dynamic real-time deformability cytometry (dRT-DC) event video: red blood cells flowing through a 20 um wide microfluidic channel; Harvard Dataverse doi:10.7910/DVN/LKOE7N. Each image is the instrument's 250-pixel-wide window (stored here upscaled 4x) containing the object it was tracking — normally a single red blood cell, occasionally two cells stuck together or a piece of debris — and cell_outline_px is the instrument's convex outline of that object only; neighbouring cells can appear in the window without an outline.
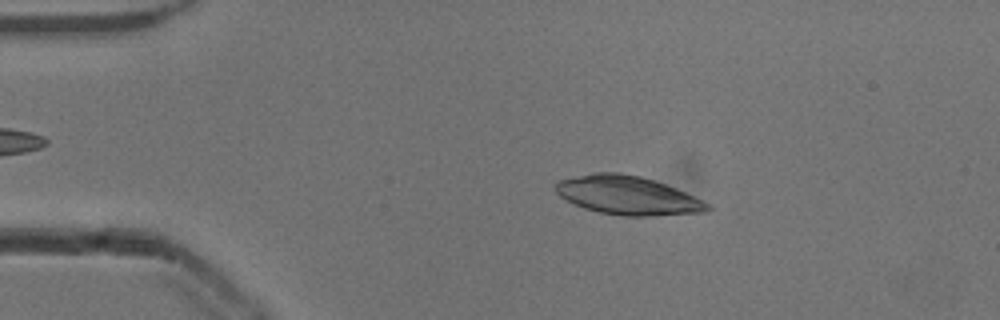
{"species": "common noctule bat (a hibernating species)", "species_latin": "Nyctalus noctula", "temperature_condition": "cold", "stored_images_in_passage": 52, "camera_frame_rate_fps": 3000, "um_per_image_px": 0.085, "animal": {"sex": "male", "body_mass_g": 13.3}, "frame": {"image": 1, "passage_image": 9, "time_ms": 2.667, "image_size_px": [1000, 320], "cell_outline_px": [[712, 208], [704, 212], [656, 216], [620, 216], [600, 212], [584, 208], [560, 196], [556, 192], [556, 184], [560, 180], [592, 172], [620, 172], [640, 176], [676, 188], [708, 204]], "centroid_in_image_um": [53.34, 16.61], "position_along_channel_um": 31.7, "area_um2": 33.87}}